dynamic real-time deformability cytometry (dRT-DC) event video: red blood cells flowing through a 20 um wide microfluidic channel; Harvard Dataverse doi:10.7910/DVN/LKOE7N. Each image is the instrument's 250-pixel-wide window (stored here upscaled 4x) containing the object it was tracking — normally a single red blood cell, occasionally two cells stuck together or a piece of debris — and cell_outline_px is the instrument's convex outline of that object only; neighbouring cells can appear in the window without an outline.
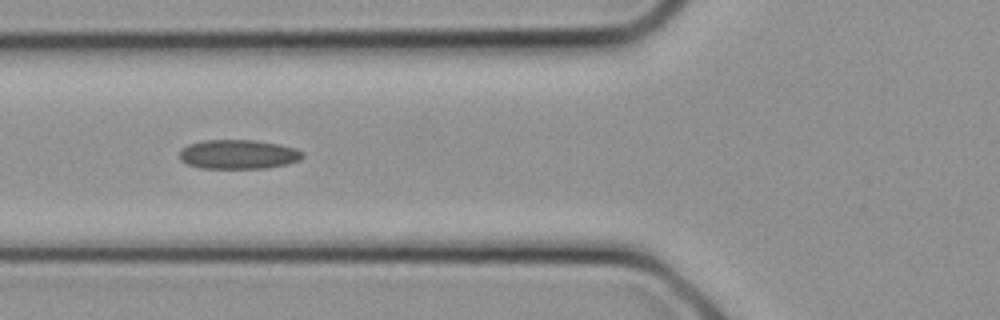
{"species": "common noctule bat (a hibernating species)", "species_latin": "Nyctalus noctula", "temperature_condition": "cold", "stored_images_in_passage": 3, "camera_frame_rate_fps": 3000, "um_per_image_px": 0.085, "animal": {"sex": "female", "body_mass_g": 21.9}, "frame": {"image": 1, "passage_image": 2, "time_ms": 0.333, "image_size_px": [1000, 320], "cell_outline_px": [[304, 156], [300, 160], [288, 164], [268, 168], [200, 168], [188, 164], [180, 160], [180, 148], [188, 144], [204, 140], [256, 140], [280, 144], [296, 148], [304, 152]], "centroid_in_image_um": [20.28, 13.11], "position_along_channel_um": 105.5, "area_um2": 21.27}}